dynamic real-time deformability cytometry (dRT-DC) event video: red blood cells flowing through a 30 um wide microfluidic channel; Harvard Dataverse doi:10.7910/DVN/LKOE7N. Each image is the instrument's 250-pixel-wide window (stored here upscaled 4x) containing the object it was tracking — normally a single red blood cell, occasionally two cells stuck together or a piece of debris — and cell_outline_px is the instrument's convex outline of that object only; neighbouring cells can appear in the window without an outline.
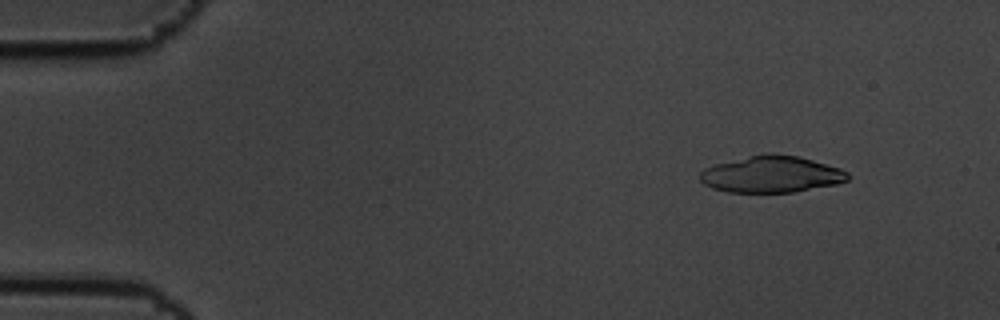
{"species": "common noctule bat (a hibernating species)", "species_latin": "Nyctalus noctula", "temperature_condition": "cold", "stored_images_in_passage": 5, "camera_frame_rate_fps": 3000, "um_per_image_px": 0.085, "animal": {"sex": "male", "body_mass_g": 19.5, "forearm_length_mm": 54.6}, "frame": {"image": 1, "passage_image": 2, "time_ms": 0.333, "image_size_px": [1000, 320], "cell_outline_px": [[848, 180], [836, 184], [792, 192], [728, 192], [712, 188], [704, 184], [700, 180], [700, 172], [704, 168], [716, 164], [768, 152], [772, 152], [796, 156], [812, 160], [840, 168], [848, 172]], "centroid_in_image_um": [65.56, 14.81], "position_along_channel_um": 19.4, "area_um2": 31.27}}